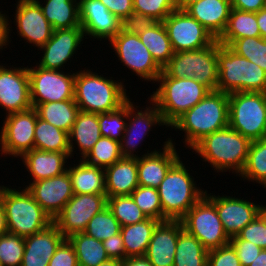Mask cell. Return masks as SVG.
Listing matches in <instances>:
<instances>
[{"mask_svg": "<svg viewBox=\"0 0 266 266\" xmlns=\"http://www.w3.org/2000/svg\"><path fill=\"white\" fill-rule=\"evenodd\" d=\"M14 23L17 25V36L38 49L52 37L53 28L47 21L40 5L32 0H17ZM19 32V33H18Z\"/></svg>", "mask_w": 266, "mask_h": 266, "instance_id": "cell-19", "label": "cell"}, {"mask_svg": "<svg viewBox=\"0 0 266 266\" xmlns=\"http://www.w3.org/2000/svg\"><path fill=\"white\" fill-rule=\"evenodd\" d=\"M197 1L199 0H177L175 6L177 10H185L188 6Z\"/></svg>", "mask_w": 266, "mask_h": 266, "instance_id": "cell-61", "label": "cell"}, {"mask_svg": "<svg viewBox=\"0 0 266 266\" xmlns=\"http://www.w3.org/2000/svg\"><path fill=\"white\" fill-rule=\"evenodd\" d=\"M97 266H122V261L118 259H108L105 262L100 263Z\"/></svg>", "mask_w": 266, "mask_h": 266, "instance_id": "cell-62", "label": "cell"}, {"mask_svg": "<svg viewBox=\"0 0 266 266\" xmlns=\"http://www.w3.org/2000/svg\"><path fill=\"white\" fill-rule=\"evenodd\" d=\"M122 266H153L145 256L127 257L122 261Z\"/></svg>", "mask_w": 266, "mask_h": 266, "instance_id": "cell-57", "label": "cell"}, {"mask_svg": "<svg viewBox=\"0 0 266 266\" xmlns=\"http://www.w3.org/2000/svg\"><path fill=\"white\" fill-rule=\"evenodd\" d=\"M73 244L78 266H97L109 259L102 241L86 235L75 233L68 237Z\"/></svg>", "mask_w": 266, "mask_h": 266, "instance_id": "cell-38", "label": "cell"}, {"mask_svg": "<svg viewBox=\"0 0 266 266\" xmlns=\"http://www.w3.org/2000/svg\"><path fill=\"white\" fill-rule=\"evenodd\" d=\"M228 111L229 94L210 91L170 127L185 133L184 146L191 150L205 136L228 127Z\"/></svg>", "mask_w": 266, "mask_h": 266, "instance_id": "cell-1", "label": "cell"}, {"mask_svg": "<svg viewBox=\"0 0 266 266\" xmlns=\"http://www.w3.org/2000/svg\"><path fill=\"white\" fill-rule=\"evenodd\" d=\"M239 177L266 187V137L251 141L247 160Z\"/></svg>", "mask_w": 266, "mask_h": 266, "instance_id": "cell-39", "label": "cell"}, {"mask_svg": "<svg viewBox=\"0 0 266 266\" xmlns=\"http://www.w3.org/2000/svg\"><path fill=\"white\" fill-rule=\"evenodd\" d=\"M241 266H249L261 252V248L250 241L240 239L237 235L230 238Z\"/></svg>", "mask_w": 266, "mask_h": 266, "instance_id": "cell-51", "label": "cell"}, {"mask_svg": "<svg viewBox=\"0 0 266 266\" xmlns=\"http://www.w3.org/2000/svg\"><path fill=\"white\" fill-rule=\"evenodd\" d=\"M158 88L150 99L156 104L168 128L185 112L199 103L210 90L191 78L158 76Z\"/></svg>", "mask_w": 266, "mask_h": 266, "instance_id": "cell-4", "label": "cell"}, {"mask_svg": "<svg viewBox=\"0 0 266 266\" xmlns=\"http://www.w3.org/2000/svg\"><path fill=\"white\" fill-rule=\"evenodd\" d=\"M37 2L53 30L80 27L79 0H32ZM45 3V4H44ZM44 5V6H43Z\"/></svg>", "mask_w": 266, "mask_h": 266, "instance_id": "cell-31", "label": "cell"}, {"mask_svg": "<svg viewBox=\"0 0 266 266\" xmlns=\"http://www.w3.org/2000/svg\"><path fill=\"white\" fill-rule=\"evenodd\" d=\"M120 231V223L114 217L109 207L106 206L90 219L84 233L103 242L111 236L120 233Z\"/></svg>", "mask_w": 266, "mask_h": 266, "instance_id": "cell-42", "label": "cell"}, {"mask_svg": "<svg viewBox=\"0 0 266 266\" xmlns=\"http://www.w3.org/2000/svg\"><path fill=\"white\" fill-rule=\"evenodd\" d=\"M217 91L266 93V72L255 63L237 55L228 46L217 49Z\"/></svg>", "mask_w": 266, "mask_h": 266, "instance_id": "cell-7", "label": "cell"}, {"mask_svg": "<svg viewBox=\"0 0 266 266\" xmlns=\"http://www.w3.org/2000/svg\"><path fill=\"white\" fill-rule=\"evenodd\" d=\"M98 74L90 69L75 72L74 99L80 111L96 114L112 112L130 99L124 81Z\"/></svg>", "mask_w": 266, "mask_h": 266, "instance_id": "cell-2", "label": "cell"}, {"mask_svg": "<svg viewBox=\"0 0 266 266\" xmlns=\"http://www.w3.org/2000/svg\"><path fill=\"white\" fill-rule=\"evenodd\" d=\"M101 135L121 142L127 123V102L115 111L99 113Z\"/></svg>", "mask_w": 266, "mask_h": 266, "instance_id": "cell-44", "label": "cell"}, {"mask_svg": "<svg viewBox=\"0 0 266 266\" xmlns=\"http://www.w3.org/2000/svg\"><path fill=\"white\" fill-rule=\"evenodd\" d=\"M228 126L250 141L266 137V93H229Z\"/></svg>", "mask_w": 266, "mask_h": 266, "instance_id": "cell-9", "label": "cell"}, {"mask_svg": "<svg viewBox=\"0 0 266 266\" xmlns=\"http://www.w3.org/2000/svg\"><path fill=\"white\" fill-rule=\"evenodd\" d=\"M181 157L170 167L157 188L163 209V221L181 220L204 195L197 187Z\"/></svg>", "mask_w": 266, "mask_h": 266, "instance_id": "cell-5", "label": "cell"}, {"mask_svg": "<svg viewBox=\"0 0 266 266\" xmlns=\"http://www.w3.org/2000/svg\"><path fill=\"white\" fill-rule=\"evenodd\" d=\"M207 266H241L235 248L231 243L208 251Z\"/></svg>", "mask_w": 266, "mask_h": 266, "instance_id": "cell-50", "label": "cell"}, {"mask_svg": "<svg viewBox=\"0 0 266 266\" xmlns=\"http://www.w3.org/2000/svg\"><path fill=\"white\" fill-rule=\"evenodd\" d=\"M174 52L198 50L217 39L185 10L171 12L163 21Z\"/></svg>", "mask_w": 266, "mask_h": 266, "instance_id": "cell-14", "label": "cell"}, {"mask_svg": "<svg viewBox=\"0 0 266 266\" xmlns=\"http://www.w3.org/2000/svg\"><path fill=\"white\" fill-rule=\"evenodd\" d=\"M78 161L67 167L74 194H106L105 169Z\"/></svg>", "mask_w": 266, "mask_h": 266, "instance_id": "cell-30", "label": "cell"}, {"mask_svg": "<svg viewBox=\"0 0 266 266\" xmlns=\"http://www.w3.org/2000/svg\"><path fill=\"white\" fill-rule=\"evenodd\" d=\"M231 9L230 0H199L185 11L218 39L226 29Z\"/></svg>", "mask_w": 266, "mask_h": 266, "instance_id": "cell-27", "label": "cell"}, {"mask_svg": "<svg viewBox=\"0 0 266 266\" xmlns=\"http://www.w3.org/2000/svg\"><path fill=\"white\" fill-rule=\"evenodd\" d=\"M149 106L138 110L130 99L127 101V123L122 140L120 142L121 154L123 157L139 158L137 154L139 144L144 141L145 137L151 131L152 127L166 126L162 119L156 104L148 97ZM152 105V106H151ZM144 109V110H142ZM137 150V151H136ZM134 152L137 154H134Z\"/></svg>", "mask_w": 266, "mask_h": 266, "instance_id": "cell-16", "label": "cell"}, {"mask_svg": "<svg viewBox=\"0 0 266 266\" xmlns=\"http://www.w3.org/2000/svg\"><path fill=\"white\" fill-rule=\"evenodd\" d=\"M122 157L120 142L102 136L82 160L89 165L105 169Z\"/></svg>", "mask_w": 266, "mask_h": 266, "instance_id": "cell-40", "label": "cell"}, {"mask_svg": "<svg viewBox=\"0 0 266 266\" xmlns=\"http://www.w3.org/2000/svg\"><path fill=\"white\" fill-rule=\"evenodd\" d=\"M249 266H266V249H262L258 257Z\"/></svg>", "mask_w": 266, "mask_h": 266, "instance_id": "cell-60", "label": "cell"}, {"mask_svg": "<svg viewBox=\"0 0 266 266\" xmlns=\"http://www.w3.org/2000/svg\"><path fill=\"white\" fill-rule=\"evenodd\" d=\"M160 221L148 218L141 222L121 226V235L126 258L133 256H144L152 238L153 231Z\"/></svg>", "mask_w": 266, "mask_h": 266, "instance_id": "cell-32", "label": "cell"}, {"mask_svg": "<svg viewBox=\"0 0 266 266\" xmlns=\"http://www.w3.org/2000/svg\"><path fill=\"white\" fill-rule=\"evenodd\" d=\"M107 206L121 226L148 219L145 213L136 205L131 195L109 197L107 198Z\"/></svg>", "mask_w": 266, "mask_h": 266, "instance_id": "cell-41", "label": "cell"}, {"mask_svg": "<svg viewBox=\"0 0 266 266\" xmlns=\"http://www.w3.org/2000/svg\"><path fill=\"white\" fill-rule=\"evenodd\" d=\"M35 110L39 118L68 134L80 111L75 99L38 104Z\"/></svg>", "mask_w": 266, "mask_h": 266, "instance_id": "cell-34", "label": "cell"}, {"mask_svg": "<svg viewBox=\"0 0 266 266\" xmlns=\"http://www.w3.org/2000/svg\"><path fill=\"white\" fill-rule=\"evenodd\" d=\"M79 20L85 37L108 39L120 31V20L99 0H79Z\"/></svg>", "mask_w": 266, "mask_h": 266, "instance_id": "cell-22", "label": "cell"}, {"mask_svg": "<svg viewBox=\"0 0 266 266\" xmlns=\"http://www.w3.org/2000/svg\"><path fill=\"white\" fill-rule=\"evenodd\" d=\"M173 266H207L208 251L193 235L183 229L178 237Z\"/></svg>", "mask_w": 266, "mask_h": 266, "instance_id": "cell-36", "label": "cell"}, {"mask_svg": "<svg viewBox=\"0 0 266 266\" xmlns=\"http://www.w3.org/2000/svg\"><path fill=\"white\" fill-rule=\"evenodd\" d=\"M258 216L262 219V221L266 225V205H259L258 207Z\"/></svg>", "mask_w": 266, "mask_h": 266, "instance_id": "cell-63", "label": "cell"}, {"mask_svg": "<svg viewBox=\"0 0 266 266\" xmlns=\"http://www.w3.org/2000/svg\"><path fill=\"white\" fill-rule=\"evenodd\" d=\"M245 37H261L256 12L232 8L226 29L217 40L220 44L229 46L234 40Z\"/></svg>", "mask_w": 266, "mask_h": 266, "instance_id": "cell-33", "label": "cell"}, {"mask_svg": "<svg viewBox=\"0 0 266 266\" xmlns=\"http://www.w3.org/2000/svg\"><path fill=\"white\" fill-rule=\"evenodd\" d=\"M205 196L215 205L223 229L229 238L236 236L258 216L259 204L247 199L211 195V193L208 194L207 190Z\"/></svg>", "mask_w": 266, "mask_h": 266, "instance_id": "cell-21", "label": "cell"}, {"mask_svg": "<svg viewBox=\"0 0 266 266\" xmlns=\"http://www.w3.org/2000/svg\"><path fill=\"white\" fill-rule=\"evenodd\" d=\"M251 141L229 126L205 136L193 148L203 162L210 163L215 172L240 175L248 155ZM230 169V170H229Z\"/></svg>", "mask_w": 266, "mask_h": 266, "instance_id": "cell-3", "label": "cell"}, {"mask_svg": "<svg viewBox=\"0 0 266 266\" xmlns=\"http://www.w3.org/2000/svg\"><path fill=\"white\" fill-rule=\"evenodd\" d=\"M106 197L130 195L138 186L137 158L122 157L105 168Z\"/></svg>", "mask_w": 266, "mask_h": 266, "instance_id": "cell-28", "label": "cell"}, {"mask_svg": "<svg viewBox=\"0 0 266 266\" xmlns=\"http://www.w3.org/2000/svg\"><path fill=\"white\" fill-rule=\"evenodd\" d=\"M231 7L241 11L258 12L266 7V0H231Z\"/></svg>", "mask_w": 266, "mask_h": 266, "instance_id": "cell-55", "label": "cell"}, {"mask_svg": "<svg viewBox=\"0 0 266 266\" xmlns=\"http://www.w3.org/2000/svg\"><path fill=\"white\" fill-rule=\"evenodd\" d=\"M130 195L136 205L148 218L163 221V209L156 188L139 185Z\"/></svg>", "mask_w": 266, "mask_h": 266, "instance_id": "cell-45", "label": "cell"}, {"mask_svg": "<svg viewBox=\"0 0 266 266\" xmlns=\"http://www.w3.org/2000/svg\"><path fill=\"white\" fill-rule=\"evenodd\" d=\"M219 47L220 43L216 40L198 50L174 52L159 76L195 79L210 91H217Z\"/></svg>", "mask_w": 266, "mask_h": 266, "instance_id": "cell-8", "label": "cell"}, {"mask_svg": "<svg viewBox=\"0 0 266 266\" xmlns=\"http://www.w3.org/2000/svg\"><path fill=\"white\" fill-rule=\"evenodd\" d=\"M25 188L52 220L74 195L68 171L52 178L30 182Z\"/></svg>", "mask_w": 266, "mask_h": 266, "instance_id": "cell-20", "label": "cell"}, {"mask_svg": "<svg viewBox=\"0 0 266 266\" xmlns=\"http://www.w3.org/2000/svg\"><path fill=\"white\" fill-rule=\"evenodd\" d=\"M119 20L134 12L133 0H99Z\"/></svg>", "mask_w": 266, "mask_h": 266, "instance_id": "cell-54", "label": "cell"}, {"mask_svg": "<svg viewBox=\"0 0 266 266\" xmlns=\"http://www.w3.org/2000/svg\"><path fill=\"white\" fill-rule=\"evenodd\" d=\"M103 245L106 254L110 259H118L123 261L126 258V251L121 233L104 240Z\"/></svg>", "mask_w": 266, "mask_h": 266, "instance_id": "cell-53", "label": "cell"}, {"mask_svg": "<svg viewBox=\"0 0 266 266\" xmlns=\"http://www.w3.org/2000/svg\"><path fill=\"white\" fill-rule=\"evenodd\" d=\"M9 16H7V14H3L2 11H0V49L3 50V46L4 49L7 48V45L10 44L11 41H9L11 38L9 37L11 33L10 31L12 27H10L11 25L9 24ZM0 50V51H1Z\"/></svg>", "mask_w": 266, "mask_h": 266, "instance_id": "cell-56", "label": "cell"}, {"mask_svg": "<svg viewBox=\"0 0 266 266\" xmlns=\"http://www.w3.org/2000/svg\"><path fill=\"white\" fill-rule=\"evenodd\" d=\"M64 239L54 223L38 233L24 237L25 251L21 266H48Z\"/></svg>", "mask_w": 266, "mask_h": 266, "instance_id": "cell-25", "label": "cell"}, {"mask_svg": "<svg viewBox=\"0 0 266 266\" xmlns=\"http://www.w3.org/2000/svg\"><path fill=\"white\" fill-rule=\"evenodd\" d=\"M68 158L70 152H50L35 148L20 157L24 167L32 176L30 179L32 182L63 174L67 171Z\"/></svg>", "mask_w": 266, "mask_h": 266, "instance_id": "cell-26", "label": "cell"}, {"mask_svg": "<svg viewBox=\"0 0 266 266\" xmlns=\"http://www.w3.org/2000/svg\"><path fill=\"white\" fill-rule=\"evenodd\" d=\"M156 22L151 16L132 12L120 20V32L140 34L152 27Z\"/></svg>", "mask_w": 266, "mask_h": 266, "instance_id": "cell-48", "label": "cell"}, {"mask_svg": "<svg viewBox=\"0 0 266 266\" xmlns=\"http://www.w3.org/2000/svg\"><path fill=\"white\" fill-rule=\"evenodd\" d=\"M84 31L80 27L54 30L52 37L39 48L43 56L36 65L44 69L63 70L64 64L71 62L73 55L84 41Z\"/></svg>", "mask_w": 266, "mask_h": 266, "instance_id": "cell-18", "label": "cell"}, {"mask_svg": "<svg viewBox=\"0 0 266 266\" xmlns=\"http://www.w3.org/2000/svg\"><path fill=\"white\" fill-rule=\"evenodd\" d=\"M48 266H78L74 246L68 238L58 246Z\"/></svg>", "mask_w": 266, "mask_h": 266, "instance_id": "cell-52", "label": "cell"}, {"mask_svg": "<svg viewBox=\"0 0 266 266\" xmlns=\"http://www.w3.org/2000/svg\"><path fill=\"white\" fill-rule=\"evenodd\" d=\"M256 18H257L258 28L260 31V36L266 39V7L256 12Z\"/></svg>", "mask_w": 266, "mask_h": 266, "instance_id": "cell-58", "label": "cell"}, {"mask_svg": "<svg viewBox=\"0 0 266 266\" xmlns=\"http://www.w3.org/2000/svg\"><path fill=\"white\" fill-rule=\"evenodd\" d=\"M34 148L50 152H70L68 133L37 117Z\"/></svg>", "mask_w": 266, "mask_h": 266, "instance_id": "cell-37", "label": "cell"}, {"mask_svg": "<svg viewBox=\"0 0 266 266\" xmlns=\"http://www.w3.org/2000/svg\"><path fill=\"white\" fill-rule=\"evenodd\" d=\"M118 60L144 81L155 82L162 72L138 34L118 32L110 41Z\"/></svg>", "mask_w": 266, "mask_h": 266, "instance_id": "cell-12", "label": "cell"}, {"mask_svg": "<svg viewBox=\"0 0 266 266\" xmlns=\"http://www.w3.org/2000/svg\"><path fill=\"white\" fill-rule=\"evenodd\" d=\"M138 35L156 63L163 68L174 54L163 22L157 21L152 27Z\"/></svg>", "mask_w": 266, "mask_h": 266, "instance_id": "cell-35", "label": "cell"}, {"mask_svg": "<svg viewBox=\"0 0 266 266\" xmlns=\"http://www.w3.org/2000/svg\"><path fill=\"white\" fill-rule=\"evenodd\" d=\"M181 220L160 221L153 231L145 257L153 266H173Z\"/></svg>", "mask_w": 266, "mask_h": 266, "instance_id": "cell-24", "label": "cell"}, {"mask_svg": "<svg viewBox=\"0 0 266 266\" xmlns=\"http://www.w3.org/2000/svg\"><path fill=\"white\" fill-rule=\"evenodd\" d=\"M19 188L1 185L0 201L5 210L8 232L27 237L47 228L53 220L27 188Z\"/></svg>", "mask_w": 266, "mask_h": 266, "instance_id": "cell-6", "label": "cell"}, {"mask_svg": "<svg viewBox=\"0 0 266 266\" xmlns=\"http://www.w3.org/2000/svg\"><path fill=\"white\" fill-rule=\"evenodd\" d=\"M32 107L47 102L74 99L75 73L27 66Z\"/></svg>", "mask_w": 266, "mask_h": 266, "instance_id": "cell-11", "label": "cell"}, {"mask_svg": "<svg viewBox=\"0 0 266 266\" xmlns=\"http://www.w3.org/2000/svg\"><path fill=\"white\" fill-rule=\"evenodd\" d=\"M184 229L196 237L207 251L230 243L215 205L204 195L181 219Z\"/></svg>", "mask_w": 266, "mask_h": 266, "instance_id": "cell-10", "label": "cell"}, {"mask_svg": "<svg viewBox=\"0 0 266 266\" xmlns=\"http://www.w3.org/2000/svg\"><path fill=\"white\" fill-rule=\"evenodd\" d=\"M37 111L30 108L25 111L8 114L4 117L0 131V151L3 156L19 158L34 149V129Z\"/></svg>", "mask_w": 266, "mask_h": 266, "instance_id": "cell-13", "label": "cell"}, {"mask_svg": "<svg viewBox=\"0 0 266 266\" xmlns=\"http://www.w3.org/2000/svg\"><path fill=\"white\" fill-rule=\"evenodd\" d=\"M134 12L153 17L162 22L171 12L176 10L172 0H133Z\"/></svg>", "mask_w": 266, "mask_h": 266, "instance_id": "cell-47", "label": "cell"}, {"mask_svg": "<svg viewBox=\"0 0 266 266\" xmlns=\"http://www.w3.org/2000/svg\"><path fill=\"white\" fill-rule=\"evenodd\" d=\"M228 47L266 72V39L262 37L240 38L234 40Z\"/></svg>", "mask_w": 266, "mask_h": 266, "instance_id": "cell-43", "label": "cell"}, {"mask_svg": "<svg viewBox=\"0 0 266 266\" xmlns=\"http://www.w3.org/2000/svg\"><path fill=\"white\" fill-rule=\"evenodd\" d=\"M7 232L8 230H7V225H6L5 210L2 205V202L0 201V236Z\"/></svg>", "mask_w": 266, "mask_h": 266, "instance_id": "cell-59", "label": "cell"}, {"mask_svg": "<svg viewBox=\"0 0 266 266\" xmlns=\"http://www.w3.org/2000/svg\"><path fill=\"white\" fill-rule=\"evenodd\" d=\"M70 158L74 156V145L79 148L80 159H83L94 144L102 137L98 114L79 111L76 120L68 134ZM74 141V143H73Z\"/></svg>", "mask_w": 266, "mask_h": 266, "instance_id": "cell-29", "label": "cell"}, {"mask_svg": "<svg viewBox=\"0 0 266 266\" xmlns=\"http://www.w3.org/2000/svg\"><path fill=\"white\" fill-rule=\"evenodd\" d=\"M237 236L250 241L261 249H266V225L259 216L247 224Z\"/></svg>", "mask_w": 266, "mask_h": 266, "instance_id": "cell-49", "label": "cell"}, {"mask_svg": "<svg viewBox=\"0 0 266 266\" xmlns=\"http://www.w3.org/2000/svg\"><path fill=\"white\" fill-rule=\"evenodd\" d=\"M0 107L6 115L32 108L27 67L0 64Z\"/></svg>", "mask_w": 266, "mask_h": 266, "instance_id": "cell-17", "label": "cell"}, {"mask_svg": "<svg viewBox=\"0 0 266 266\" xmlns=\"http://www.w3.org/2000/svg\"><path fill=\"white\" fill-rule=\"evenodd\" d=\"M106 206V194H74L53 223L68 238L84 232L90 219Z\"/></svg>", "mask_w": 266, "mask_h": 266, "instance_id": "cell-15", "label": "cell"}, {"mask_svg": "<svg viewBox=\"0 0 266 266\" xmlns=\"http://www.w3.org/2000/svg\"><path fill=\"white\" fill-rule=\"evenodd\" d=\"M163 142V151L156 148L137 158L138 184L158 188L170 167L180 158L173 139ZM150 152V153H149Z\"/></svg>", "mask_w": 266, "mask_h": 266, "instance_id": "cell-23", "label": "cell"}, {"mask_svg": "<svg viewBox=\"0 0 266 266\" xmlns=\"http://www.w3.org/2000/svg\"><path fill=\"white\" fill-rule=\"evenodd\" d=\"M24 251V237L9 232L0 236V261L2 266H21Z\"/></svg>", "mask_w": 266, "mask_h": 266, "instance_id": "cell-46", "label": "cell"}]
</instances>
